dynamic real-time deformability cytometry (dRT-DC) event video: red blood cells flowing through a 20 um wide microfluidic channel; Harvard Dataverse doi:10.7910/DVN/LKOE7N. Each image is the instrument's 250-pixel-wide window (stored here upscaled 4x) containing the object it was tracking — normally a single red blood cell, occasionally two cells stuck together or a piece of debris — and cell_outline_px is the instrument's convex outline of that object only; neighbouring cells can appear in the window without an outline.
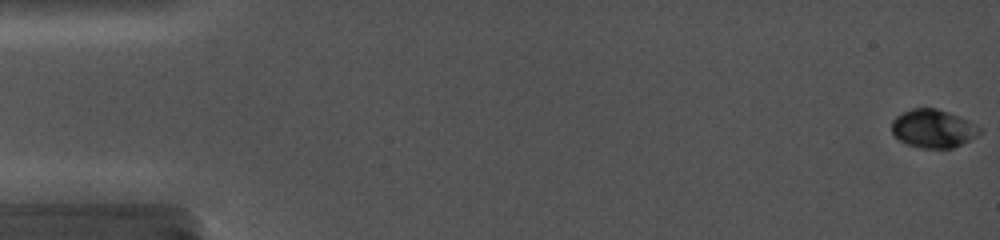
{"species": "common noctule bat (a hibernating species)", "species_latin": "Nyctalus noctula", "temperature_condition": "cold", "stored_images_in_passage": 4, "camera_frame_rate_fps": 5000, "um_per_image_px": 0.085, "animal": {"sex": "female", "body_mass_g": 19.0, "forearm_length_mm": 56.7}, "frame": {"image": 1, "passage_image": 4, "time_ms": 0.8, "image_size_px": [1000, 240], "cell_outline_px": [[956, 144], [924, 144], [908, 140], [900, 136], [892, 128], [892, 124], [904, 112], [912, 108], [936, 108], [948, 112], [956, 116]], "centroid_in_image_um": [78.79, 10.73], "position_along_channel_um": 6.2, "area_um2": 13.87}}